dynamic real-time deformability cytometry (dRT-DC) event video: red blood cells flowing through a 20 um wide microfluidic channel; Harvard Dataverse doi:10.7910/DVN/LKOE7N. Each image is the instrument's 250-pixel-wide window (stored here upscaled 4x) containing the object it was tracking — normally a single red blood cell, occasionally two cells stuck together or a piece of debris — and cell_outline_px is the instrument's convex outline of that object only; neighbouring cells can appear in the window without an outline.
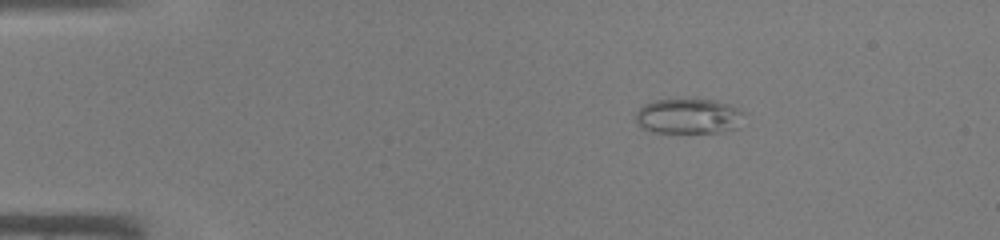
{"species": "common noctule bat (a hibernating species)", "species_latin": "Nyctalus noctula", "temperature_condition": "warm", "stored_images_in_passage": 38, "camera_frame_rate_fps": 3000, "um_per_image_px": 0.085, "animal": {"sex": "male", "body_mass_g": 19.0, "forearm_length_mm": 50.8}, "frame": {"image": 1, "passage_image": 1, "time_ms": 0.0, "image_size_px": [1000, 240], "cell_outline_px": [[744, 112], [740, 128], [720, 132], [652, 132], [640, 128], [636, 120], [636, 112], [644, 104], [656, 100], [712, 100], [728, 104]], "centroid_in_image_um": [58.53, 9.9], "position_along_channel_um": 26.5, "area_um2": 22.14}}
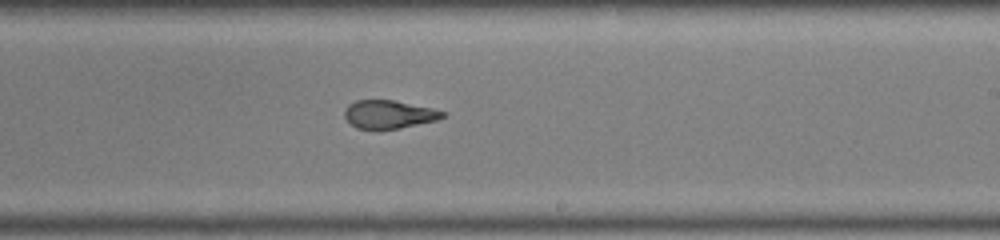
{"frame": {"image": 2, "passage_image": 21, "time_ms": 6.667, "image_size_px": [1000, 240], "cell_outline_px": [[444, 116], [436, 120], [400, 128], [356, 128], [344, 116], [344, 112], [348, 104], [356, 100], [392, 100], [432, 108], [444, 112]], "centroid_in_image_um": [33.03, 9.7], "position_along_channel_um": 256.0, "area_um2": 15.72}}
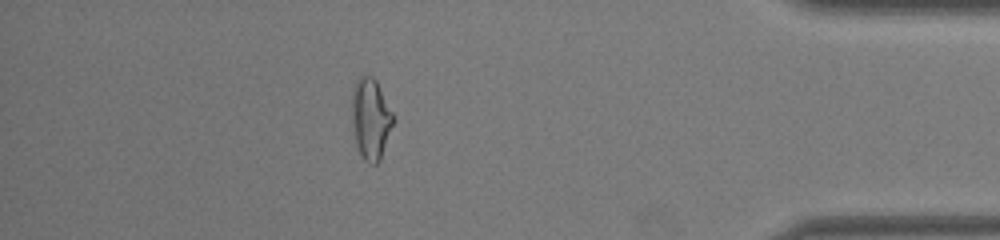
{"frame": {"image": 3, "passage_image": 33, "time_ms": 10.667, "image_size_px": [1000, 240], "cell_outline_px": [[396, 120], [380, 160], [376, 164], [372, 164], [364, 160], [360, 156], [356, 144], [352, 124], [352, 88], [356, 80], [360, 76], [372, 76], [376, 80]], "centroid_in_image_um": [31.52, 10.12], "position_along_channel_um": 403.7, "area_um2": 19.77}}